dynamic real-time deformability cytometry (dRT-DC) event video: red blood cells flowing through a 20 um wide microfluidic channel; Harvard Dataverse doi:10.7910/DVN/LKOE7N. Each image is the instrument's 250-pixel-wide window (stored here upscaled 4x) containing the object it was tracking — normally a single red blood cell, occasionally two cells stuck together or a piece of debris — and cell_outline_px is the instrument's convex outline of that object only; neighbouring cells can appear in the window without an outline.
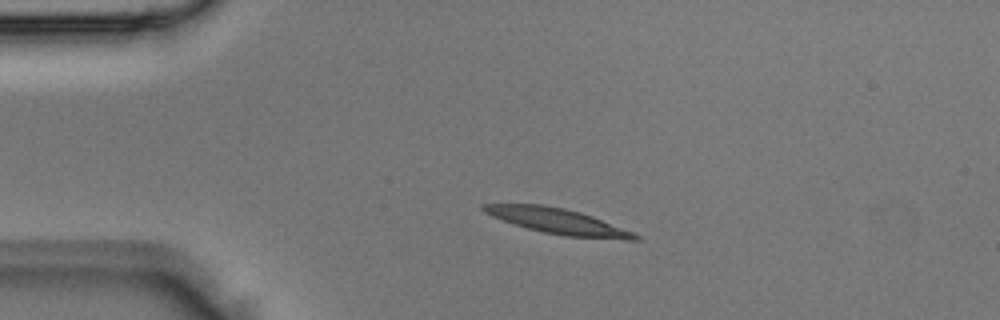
{"species": "Egyptian fruit bat (a non-hibernating species)", "species_latin": "Rousettus aegyptiacus", "temperature_condition": "room temperature", "stored_images_in_passage": 2, "camera_frame_rate_fps": 3000, "um_per_image_px": 0.085, "animal": {"sex": "male"}, "frame": {"image": 1, "passage_image": 1, "time_ms": 0.0, "image_size_px": [1000, 320], "cell_outline_px": [[640, 240], [624, 240], [564, 236], [544, 232], [528, 228], [492, 216], [484, 212], [480, 208], [480, 204], [540, 204], [564, 208], [580, 212], [592, 216], [632, 232], [640, 236]], "centroid_in_image_um": [47.43, 18.8], "position_along_channel_um": 37.6, "area_um2": 22.25}}